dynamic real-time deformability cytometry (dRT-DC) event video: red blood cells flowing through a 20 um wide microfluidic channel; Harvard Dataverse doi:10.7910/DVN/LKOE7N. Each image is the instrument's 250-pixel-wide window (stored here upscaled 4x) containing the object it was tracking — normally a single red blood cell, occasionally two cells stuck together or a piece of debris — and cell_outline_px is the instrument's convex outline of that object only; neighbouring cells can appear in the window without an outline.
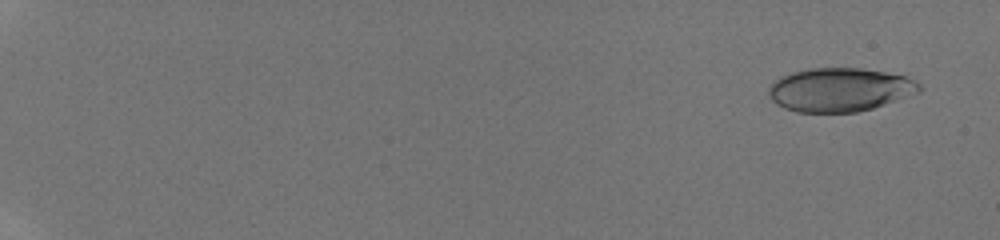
{"species": "human", "species_latin": "Homo sapiens", "temperature_condition": "room temperature", "stored_images_in_passage": 44, "camera_frame_rate_fps": 3000, "um_per_image_px": 0.085, "donor": {"sex": "male"}, "frame": {"image": 1, "passage_image": 4, "time_ms": 1.0, "image_size_px": [1000, 240], "cell_outline_px": [[920, 92], [872, 108], [856, 112], [796, 112], [784, 108], [776, 104], [772, 100], [768, 92], [768, 88], [776, 80], [792, 72], [808, 68], [860, 68], [884, 72], [904, 76], [920, 84]], "centroid_in_image_um": [71.35, 7.63], "position_along_channel_um": 13.6, "area_um2": 37.97}}
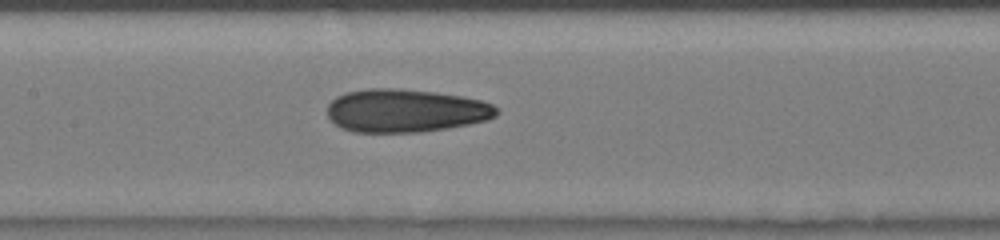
{"frame": {"image": 2, "passage_image": 27, "time_ms": 10.0, "image_size_px": [1000, 240], "cell_outline_px": [[500, 112], [496, 116], [488, 120], [448, 128], [420, 132], [352, 132], [340, 128], [328, 120], [328, 104], [336, 96], [344, 92], [368, 88], [396, 88], [436, 92], [464, 96], [480, 100], [492, 104]], "centroid_in_image_um": [34.44, 9.4], "position_along_channel_um": 173.0, "area_um2": 43.06}}
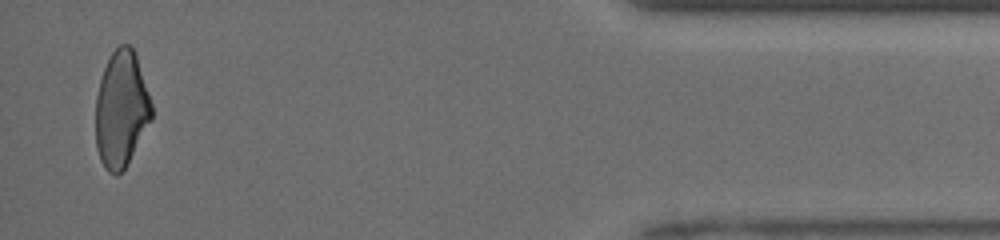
{"frame": {"image": 3, "passage_image": 44, "time_ms": 17.333, "image_size_px": [1000, 240], "cell_outline_px": [[152, 120], [124, 168], [116, 176], [108, 172], [104, 168], [100, 160], [96, 148], [96, 96], [100, 80], [104, 68], [112, 52], [120, 44], [128, 44], [132, 48], [136, 56], [152, 104]], "centroid_in_image_um": [10.3, 9.31], "position_along_channel_um": 424.9, "area_um2": 37.69}, "authors_computed_cell_mechanics": {"area_um2": 40.3155, "velocity_mm_per_s": 4.1741, "shape_relaxation_time_tau1_ms": 9.8677, "shape_relaxation_time_tau2_ms": 1.8733, "deformation_change_tau1": 0.2226, "deformation_change_tau2": 0.1032}}